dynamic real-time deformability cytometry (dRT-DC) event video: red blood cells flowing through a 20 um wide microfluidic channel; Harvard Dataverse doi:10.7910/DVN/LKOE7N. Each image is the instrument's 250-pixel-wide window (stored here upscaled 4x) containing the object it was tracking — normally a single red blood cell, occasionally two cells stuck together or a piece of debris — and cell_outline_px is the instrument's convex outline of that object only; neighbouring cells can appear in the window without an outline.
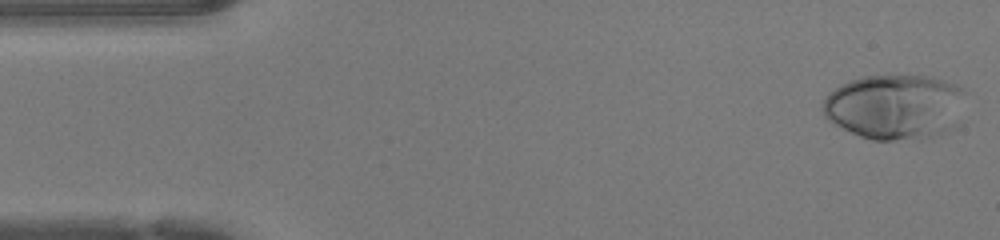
{"species": "human", "species_latin": "Homo sapiens", "temperature_condition": "warm", "stored_images_in_passage": 46, "camera_frame_rate_fps": 3000, "um_per_image_px": 0.085, "donor": {"sex": "female"}, "frame": {"image": 1, "passage_image": 1, "time_ms": 0.0, "image_size_px": [1000, 240], "cell_outline_px": [[964, 92], [960, 124], [956, 128], [920, 140], [872, 140], [860, 136], [832, 124], [824, 116], [824, 96], [828, 92], [840, 84], [864, 76], [932, 76], [960, 84]], "centroid_in_image_um": [76.11, 9.09], "position_along_channel_um": 8.9, "area_um2": 55.08}}
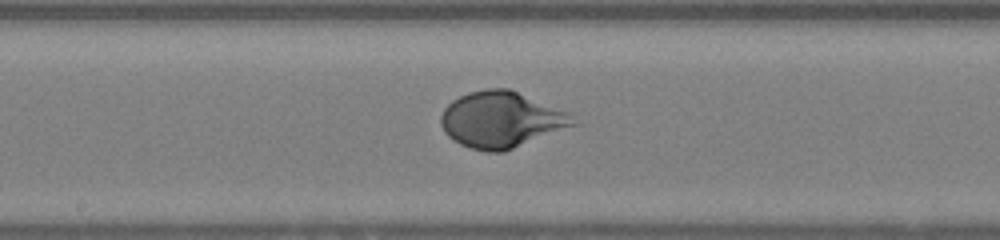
{"frame": {"image": 2, "passage_image": 23, "time_ms": 7.333, "image_size_px": [1000, 240], "cell_outline_px": [[584, 124], [504, 152], [488, 152], [472, 148], [460, 144], [452, 140], [444, 132], [440, 124], [440, 116], [444, 108], [452, 100], [468, 92], [488, 88], [508, 88], [572, 112]], "centroid_in_image_um": [42.73, 10.18], "position_along_channel_um": 205.5, "area_um2": 44.56}}
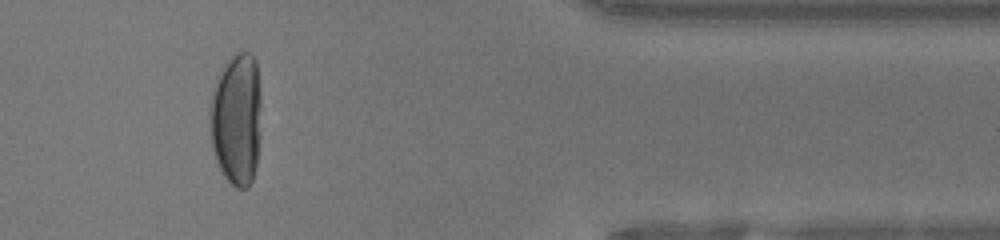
{"frame": {"image": 3, "passage_image": 38, "time_ms": 12.333, "image_size_px": [1000, 240], "cell_outline_px": [[260, 136], [256, 168], [252, 180], [248, 188], [236, 188], [224, 176], [216, 160], [212, 148], [212, 92], [216, 76], [224, 64], [236, 52], [248, 52], [256, 60], [260, 96]], "centroid_in_image_um": [20.13, 10.12], "position_along_channel_um": 391.3, "area_um2": 39.48}, "authors_computed_cell_mechanics": {"area_um2": 44.3615, "velocity_mm_per_s": 4.3083, "shape_relaxation_time_tau1_ms": 2.517, "shape_relaxation_time_tau2_ms": null, "deformation_change_tau1": 0.2334, "deformation_change_tau2": null}}